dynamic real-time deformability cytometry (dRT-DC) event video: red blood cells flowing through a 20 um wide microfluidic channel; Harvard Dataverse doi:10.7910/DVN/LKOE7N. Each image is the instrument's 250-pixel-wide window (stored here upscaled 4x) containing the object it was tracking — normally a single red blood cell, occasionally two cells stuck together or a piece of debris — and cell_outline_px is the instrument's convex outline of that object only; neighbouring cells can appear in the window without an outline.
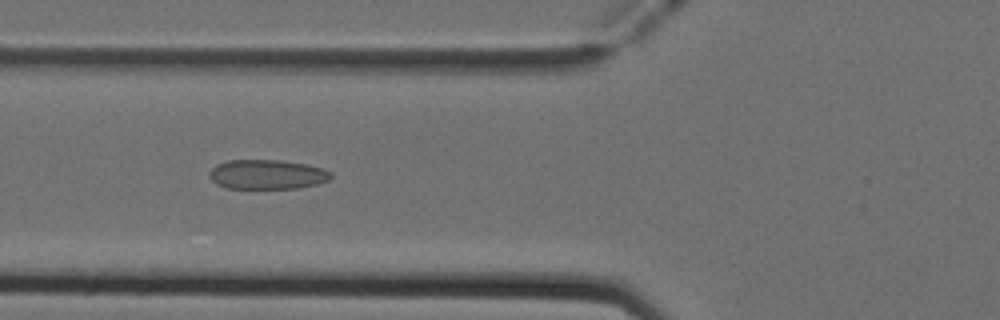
{"species": "Egyptian fruit bat (a non-hibernating species)", "species_latin": "Rousettus aegyptiacus", "temperature_condition": "cold", "stored_images_in_passage": 45, "camera_frame_rate_fps": 3000, "um_per_image_px": 0.085, "animal": {"sex": "female"}, "frame": {"image": 1, "passage_image": 13, "time_ms": 4.0, "image_size_px": [1000, 320], "cell_outline_px": [[332, 176], [328, 180], [316, 184], [296, 188], [228, 188], [216, 184], [208, 176], [208, 172], [216, 164], [228, 160], [280, 160], [304, 164], [324, 168], [332, 172]], "centroid_in_image_um": [22.68, 14.82], "position_along_channel_um": 103.1, "area_um2": 20.92}}
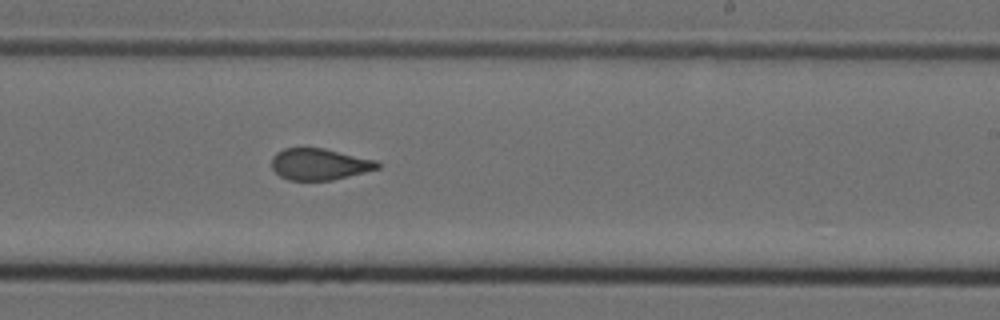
{"frame": {"image": 2, "passage_image": 25, "time_ms": 8.0, "image_size_px": [1000, 320], "cell_outline_px": [[380, 168], [332, 180], [288, 180], [280, 176], [272, 168], [272, 156], [276, 152], [284, 148], [324, 148], [376, 160], [380, 164]], "centroid_in_image_um": [27.14, 13.95], "position_along_channel_um": 261.9, "area_um2": 19.36}}
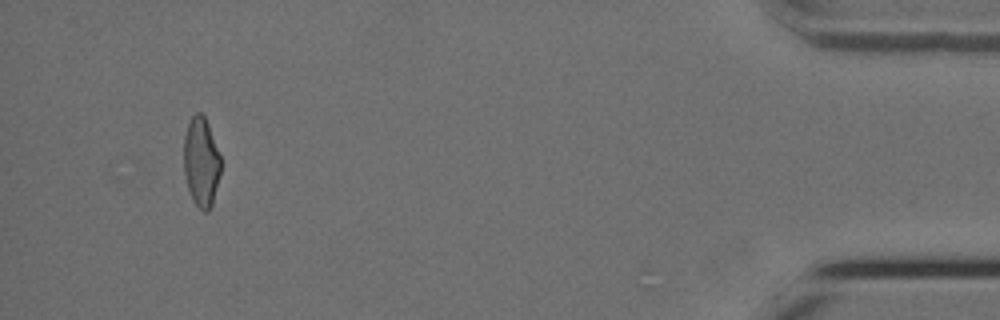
{"frame": {"image": 3, "passage_image": 42, "time_ms": 13.667, "image_size_px": [1000, 320], "cell_outline_px": [[220, 172], [212, 208], [208, 212], [204, 212], [192, 200], [188, 188], [184, 172], [184, 136], [188, 124], [192, 116], [196, 112], [200, 112], [204, 116], [208, 124], [220, 156]], "centroid_in_image_um": [17.1, 13.8], "position_along_channel_um": 418.1, "area_um2": 19.19}, "authors_computed_cell_mechanics": {"area_um2": 20.3456, "velocity_mm_per_s": 3.9567, "shape_relaxation_time_tau1_ms": null, "shape_relaxation_time_tau2_ms": 1.3578, "deformation_change_tau1": null, "deformation_change_tau2": 0.0888}}